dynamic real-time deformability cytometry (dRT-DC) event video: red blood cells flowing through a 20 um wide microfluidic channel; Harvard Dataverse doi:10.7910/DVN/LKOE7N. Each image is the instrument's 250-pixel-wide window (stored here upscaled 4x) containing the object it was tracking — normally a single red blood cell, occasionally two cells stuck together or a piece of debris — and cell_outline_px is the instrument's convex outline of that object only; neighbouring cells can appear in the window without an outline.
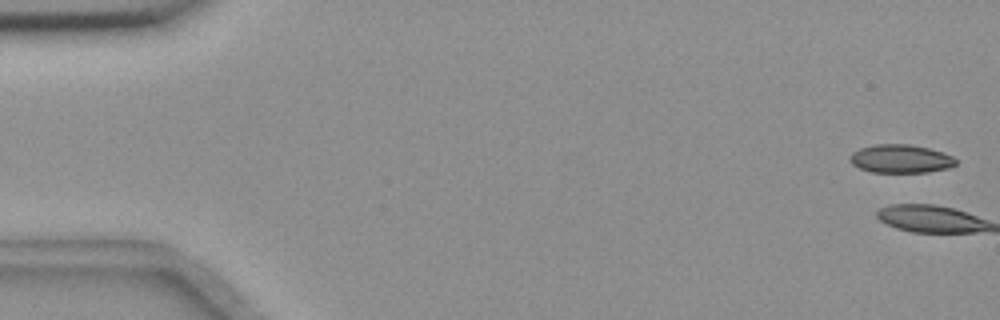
{"species": "common noctule bat (a hibernating species)", "species_latin": "Nyctalus noctula", "temperature_condition": "room temperature", "stored_images_in_passage": 3, "camera_frame_rate_fps": 3000, "um_per_image_px": 0.085, "animal": {"sex": "female", "body_mass_g": 18.4}, "frame": {"image": 1, "passage_image": 2, "time_ms": 0.333, "image_size_px": [1000, 320], "cell_outline_px": [[956, 164], [948, 168], [928, 172], [872, 172], [860, 168], [852, 164], [848, 160], [848, 156], [852, 152], [860, 148], [872, 144], [912, 144], [944, 152], [952, 156], [956, 160]], "centroid_in_image_um": [76.53, 13.48], "position_along_channel_um": 8.5, "area_um2": 17.69}}